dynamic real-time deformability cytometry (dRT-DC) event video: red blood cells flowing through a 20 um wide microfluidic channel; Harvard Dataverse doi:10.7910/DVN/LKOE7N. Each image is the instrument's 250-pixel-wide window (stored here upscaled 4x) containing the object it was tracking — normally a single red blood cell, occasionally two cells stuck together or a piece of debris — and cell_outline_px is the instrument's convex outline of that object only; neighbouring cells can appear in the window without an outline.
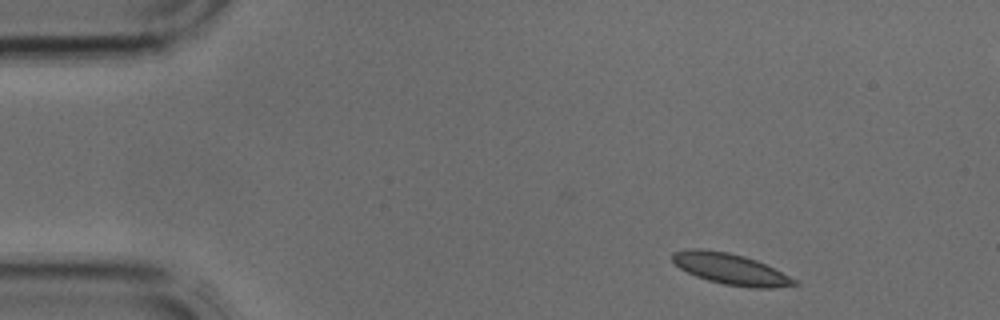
{"species": "common noctule bat (a hibernating species)", "species_latin": "Nyctalus noctula", "temperature_condition": "cold", "stored_images_in_passage": 4, "camera_frame_rate_fps": 3000, "um_per_image_px": 0.085, "animal": {"sex": "male", "body_mass_g": 17.9, "forearm_length_mm": 54.2}, "frame": {"image": 1, "passage_image": 1, "time_ms": 0.0, "image_size_px": [1000, 320], "cell_outline_px": [[800, 284], [772, 288], [748, 288], [724, 284], [708, 280], [696, 276], [680, 268], [672, 260], [672, 252], [696, 248], [728, 252], [744, 256], [756, 260], [796, 280]], "centroid_in_image_um": [62.08, 22.87], "position_along_channel_um": 22.9, "area_um2": 21.73}}